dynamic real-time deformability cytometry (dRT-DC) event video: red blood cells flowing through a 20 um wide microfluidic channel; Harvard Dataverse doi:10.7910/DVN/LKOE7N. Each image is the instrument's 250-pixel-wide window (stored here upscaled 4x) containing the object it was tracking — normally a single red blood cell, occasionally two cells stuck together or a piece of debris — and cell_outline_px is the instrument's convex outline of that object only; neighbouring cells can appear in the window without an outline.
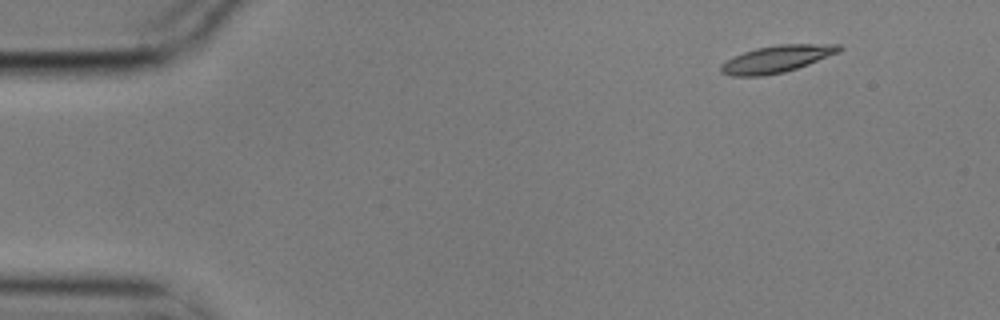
{"species": "common noctule bat (a hibernating species)", "species_latin": "Nyctalus noctula", "temperature_condition": "cold", "stored_images_in_passage": 4, "camera_frame_rate_fps": 3000, "um_per_image_px": 0.085, "animal": {"sex": "male", "body_mass_g": 17.9}, "frame": {"image": 1, "passage_image": 1, "time_ms": 0.0, "image_size_px": [1000, 320], "cell_outline_px": [[844, 48], [840, 52], [808, 64], [784, 72], [760, 76], [732, 76], [720, 72], [720, 64], [744, 52], [756, 48], [780, 44], [840, 44]], "centroid_in_image_um": [66.05, 5.01], "position_along_channel_um": 19.0, "area_um2": 18.5}}
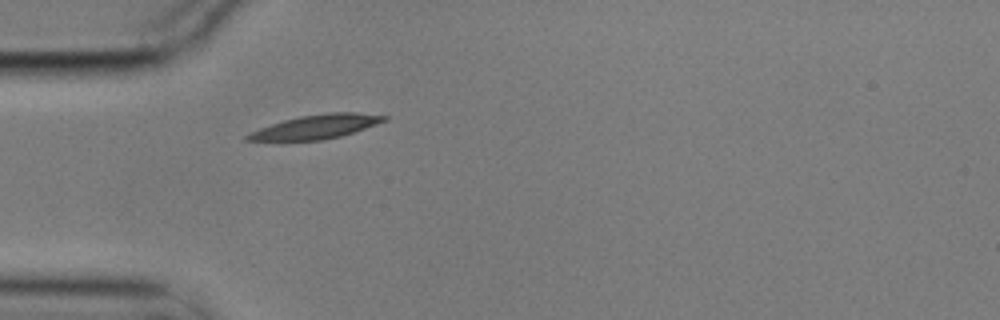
{"frame": {"image": 2, "passage_image": 4, "time_ms": 1.0, "image_size_px": [1000, 320], "cell_outline_px": [[388, 120], [340, 136], [320, 140], [280, 144], [244, 140], [244, 136], [260, 128], [284, 120], [300, 116], [328, 112], [356, 112], [388, 116]], "centroid_in_image_um": [26.73, 10.83], "position_along_channel_um": 58.3, "area_um2": 19.83}}